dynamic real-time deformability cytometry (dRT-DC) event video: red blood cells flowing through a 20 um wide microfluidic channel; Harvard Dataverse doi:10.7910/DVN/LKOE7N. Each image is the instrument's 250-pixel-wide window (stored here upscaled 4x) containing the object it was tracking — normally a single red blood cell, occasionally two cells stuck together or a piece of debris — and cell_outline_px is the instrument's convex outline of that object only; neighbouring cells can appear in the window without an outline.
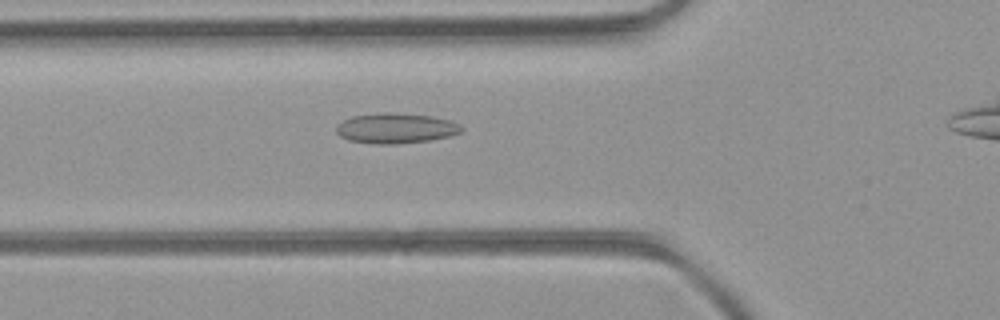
{"species": "common noctule bat (a hibernating species)", "species_latin": "Nyctalus noctula", "temperature_condition": "room temperature", "stored_images_in_passage": 43, "camera_frame_rate_fps": 3000, "um_per_image_px": 0.085, "animal": {"sex": "female", "body_mass_g": 21.9}, "frame": {"image": 1, "passage_image": 18, "time_ms": 5.667, "image_size_px": [1000, 320], "cell_outline_px": [[464, 132], [448, 136], [428, 140], [396, 144], [376, 144], [348, 140], [340, 136], [336, 132], [336, 124], [352, 116], [380, 112], [392, 112], [432, 116], [448, 120], [460, 124], [464, 128]], "centroid_in_image_um": [33.64, 10.89], "position_along_channel_um": 92.2, "area_um2": 22.2}}
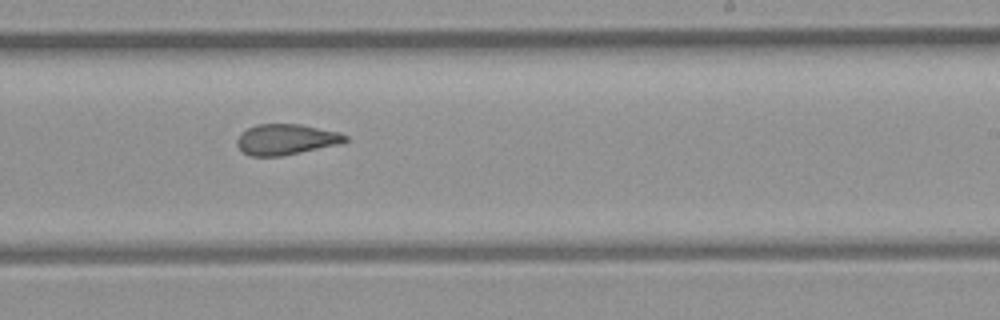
{"frame": {"image": 2, "passage_image": 30, "time_ms": 9.667, "image_size_px": [1000, 320], "cell_outline_px": [[348, 140], [340, 144], [280, 156], [248, 156], [236, 144], [236, 140], [248, 128], [260, 124], [300, 124], [340, 132], [348, 136]], "centroid_in_image_um": [24.35, 11.85], "position_along_channel_um": 264.7, "area_um2": 19.19}}
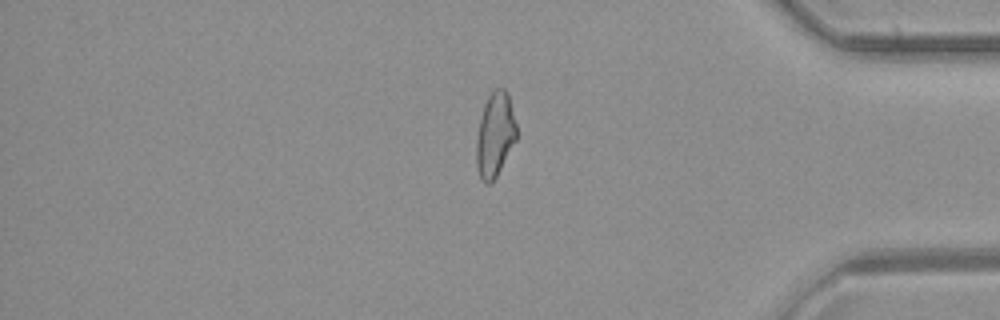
{"frame": {"image": 3, "passage_image": 41, "time_ms": 13.333, "image_size_px": [1000, 320], "cell_outline_px": [[516, 140], [492, 184], [484, 184], [480, 180], [476, 168], [476, 140], [480, 120], [484, 104], [488, 96], [496, 88], [504, 88], [508, 92], [516, 124]], "centroid_in_image_um": [42.06, 11.49], "position_along_channel_um": 393.1, "area_um2": 19.88}}